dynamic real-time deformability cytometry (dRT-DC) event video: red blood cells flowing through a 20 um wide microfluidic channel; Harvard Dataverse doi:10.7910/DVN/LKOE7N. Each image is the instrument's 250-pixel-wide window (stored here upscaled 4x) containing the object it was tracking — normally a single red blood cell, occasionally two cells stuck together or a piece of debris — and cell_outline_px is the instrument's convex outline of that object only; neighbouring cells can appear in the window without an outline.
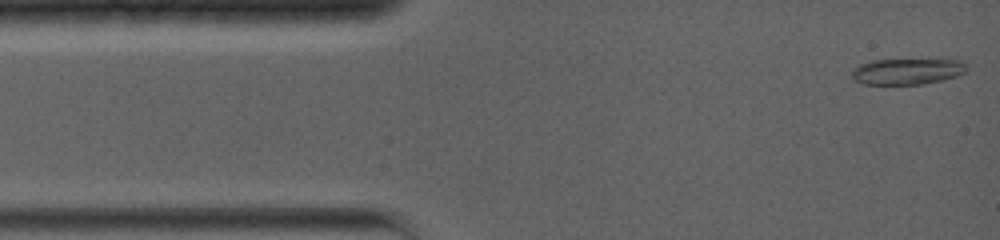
{"species": "common noctule bat (a hibernating species)", "species_latin": "Nyctalus noctula", "temperature_condition": "warm", "stored_images_in_passage": 39, "camera_frame_rate_fps": 5000, "um_per_image_px": 0.085, "animal": {"sex": "female", "body_mass_g": 19.0, "forearm_length_mm": 56.7}, "frame": {"image": 1, "passage_image": 1, "time_ms": 0.0, "image_size_px": [1000, 240], "cell_outline_px": [[968, 68], [964, 72], [956, 76], [924, 84], [860, 84], [852, 80], [852, 72], [860, 64], [872, 60], [940, 56], [948, 56], [960, 60]], "centroid_in_image_um": [77.19, 6.0], "position_along_channel_um": 7.8, "area_um2": 18.61}}
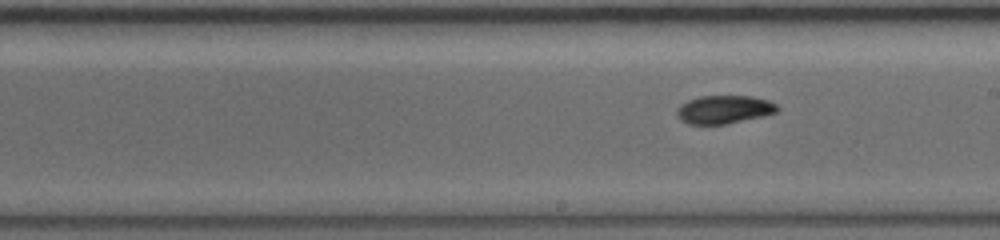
{"frame": {"image": 2, "passage_image": 23, "time_ms": 7.4, "image_size_px": [1000, 240], "cell_outline_px": [[780, 108], [776, 112], [728, 124], [688, 124], [680, 120], [676, 116], [676, 108], [680, 104], [688, 100], [700, 96], [752, 96], [768, 100], [776, 104]], "centroid_in_image_um": [61.5, 9.3], "position_along_channel_um": 227.5, "area_um2": 16.59}}
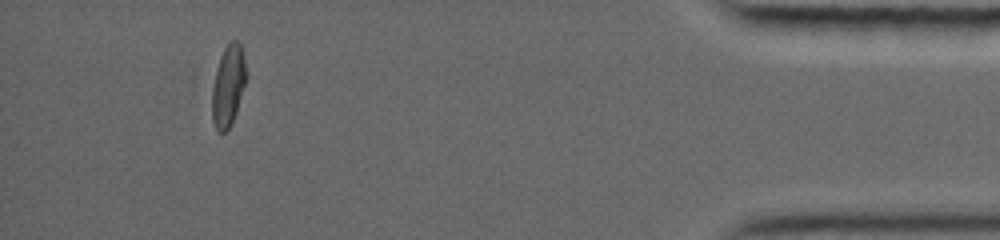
{"frame": {"image": 3, "passage_image": 37, "time_ms": 14.0, "image_size_px": [1000, 240], "cell_outline_px": [[244, 84], [236, 112], [228, 128], [224, 132], [220, 132], [216, 128], [212, 120], [212, 88], [220, 56], [228, 40], [236, 40], [240, 44], [244, 60]], "centroid_in_image_um": [19.36, 7.26], "position_along_channel_um": 415.8, "area_um2": 15.55}, "authors_computed_cell_mechanics": {"area_um2": 16.8198, "velocity_mm_per_s": 3.9353, "shape_relaxation_time_tau1_ms": null, "shape_relaxation_time_tau2_ms": 3.2584, "deformation_change_tau1": null, "deformation_change_tau2": 0.0501}}